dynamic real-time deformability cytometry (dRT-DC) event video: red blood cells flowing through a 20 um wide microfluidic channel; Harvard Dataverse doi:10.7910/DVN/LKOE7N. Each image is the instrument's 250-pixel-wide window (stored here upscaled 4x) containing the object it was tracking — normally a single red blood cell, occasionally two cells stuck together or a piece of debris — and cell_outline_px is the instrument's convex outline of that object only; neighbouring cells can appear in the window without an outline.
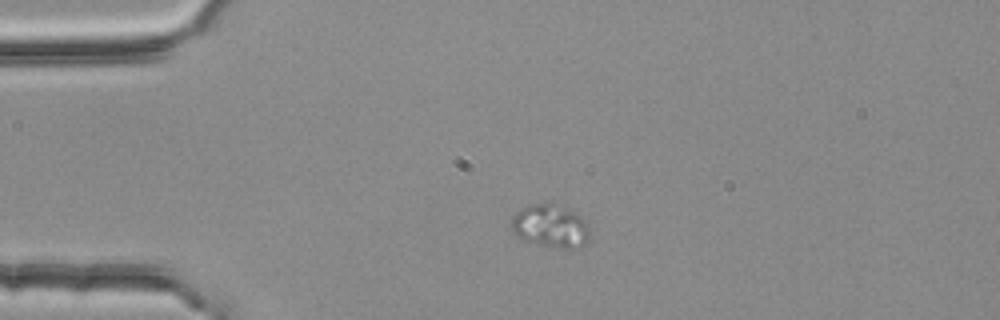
{"species": "common noctule bat (a hibernating species)", "species_latin": "Nyctalus noctula", "temperature_condition": "room temperature", "stored_images_in_passage": 2, "camera_frame_rate_fps": 3000, "um_per_image_px": 0.085, "animal": {"sex": "female", "body_mass_g": 25.1}, "frame": {"image": 1, "passage_image": 1, "time_ms": 0.0, "image_size_px": [1000, 320], "cell_outline_px": [[588, 240], [580, 248], [564, 248], [540, 244], [524, 240], [516, 236], [512, 232], [508, 224], [512, 216], [520, 208], [528, 204], [552, 204], [572, 212], [580, 216], [588, 224]], "centroid_in_image_um": [46.72, 19.22], "position_along_channel_um": 38.3, "area_um2": 19.48}}